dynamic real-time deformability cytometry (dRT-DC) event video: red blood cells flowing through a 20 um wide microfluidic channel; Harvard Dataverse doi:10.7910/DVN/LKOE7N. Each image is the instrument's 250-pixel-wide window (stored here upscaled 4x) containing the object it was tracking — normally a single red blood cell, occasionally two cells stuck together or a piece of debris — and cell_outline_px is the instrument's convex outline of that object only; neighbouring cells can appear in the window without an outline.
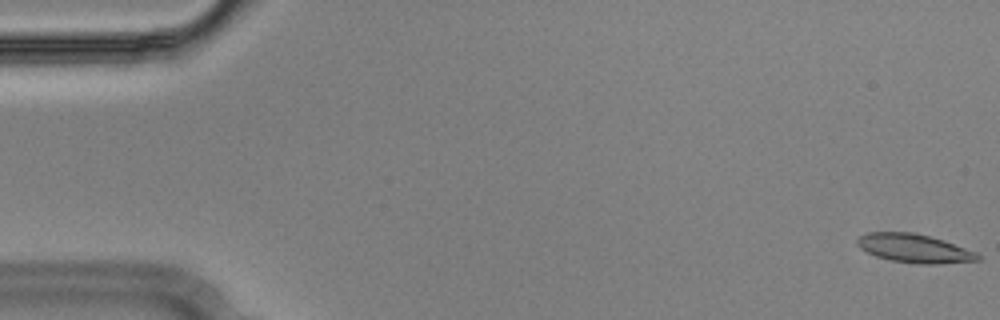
{"species": "Egyptian fruit bat (a non-hibernating species)", "species_latin": "Rousettus aegyptiacus", "temperature_condition": "cold", "stored_images_in_passage": 55, "camera_frame_rate_fps": 3000, "um_per_image_px": 0.085, "animal": {"sex": "male"}, "frame": {"image": 1, "passage_image": 1, "time_ms": 0.0, "image_size_px": [1000, 320], "cell_outline_px": [[980, 260], [936, 264], [920, 264], [892, 260], [876, 256], [860, 248], [856, 244], [856, 240], [860, 236], [868, 232], [912, 232], [944, 240], [976, 252], [980, 256]], "centroid_in_image_um": [77.71, 21.1], "position_along_channel_um": 7.3, "area_um2": 19.94}}
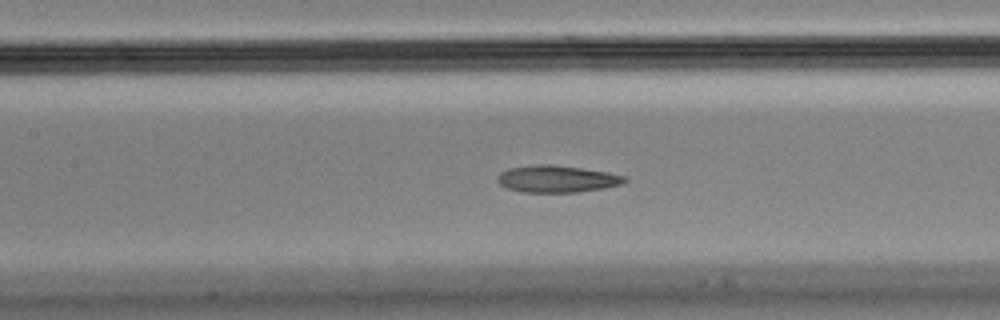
{"frame": {"image": 2, "passage_image": 25, "time_ms": 8.0, "image_size_px": [1000, 320], "cell_outline_px": [[628, 180], [620, 184], [604, 188], [576, 192], [520, 192], [508, 188], [500, 184], [496, 180], [496, 176], [500, 172], [508, 168], [536, 164], [552, 164], [608, 172], [624, 176]], "centroid_in_image_um": [47.29, 15.2], "position_along_channel_um": 160.1, "area_um2": 20.0}}
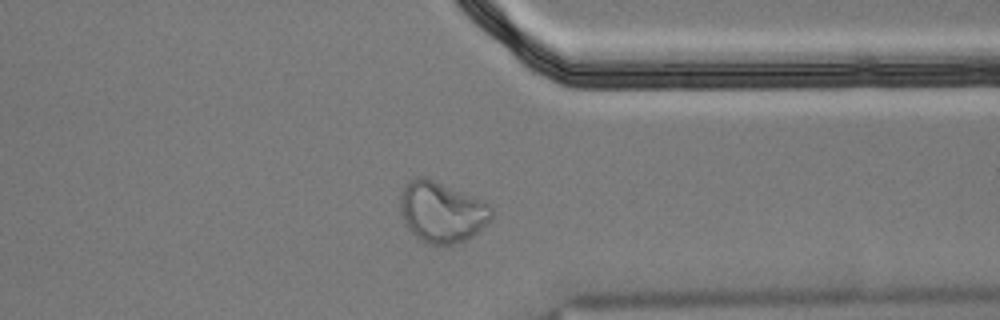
{"frame": {"image": 3, "passage_image": 43, "time_ms": 14.0, "image_size_px": [1000, 320], "cell_outline_px": [[492, 220], [472, 236], [464, 240], [452, 244], [424, 244], [404, 224], [400, 212], [400, 192], [404, 184], [408, 180], [416, 176], [424, 176], [484, 200], [492, 208]], "centroid_in_image_um": [37.52, 18.0], "position_along_channel_um": 373.9, "area_um2": 32.71}, "authors_computed_cell_mechanics": {"area_um2": 20.7502, "velocity_mm_per_s": 3.6185, "shape_relaxation_time_tau1_ms": null, "shape_relaxation_time_tau2_ms": 2.7901, "deformation_change_tau1": null, "deformation_change_tau2": 0.0919}}